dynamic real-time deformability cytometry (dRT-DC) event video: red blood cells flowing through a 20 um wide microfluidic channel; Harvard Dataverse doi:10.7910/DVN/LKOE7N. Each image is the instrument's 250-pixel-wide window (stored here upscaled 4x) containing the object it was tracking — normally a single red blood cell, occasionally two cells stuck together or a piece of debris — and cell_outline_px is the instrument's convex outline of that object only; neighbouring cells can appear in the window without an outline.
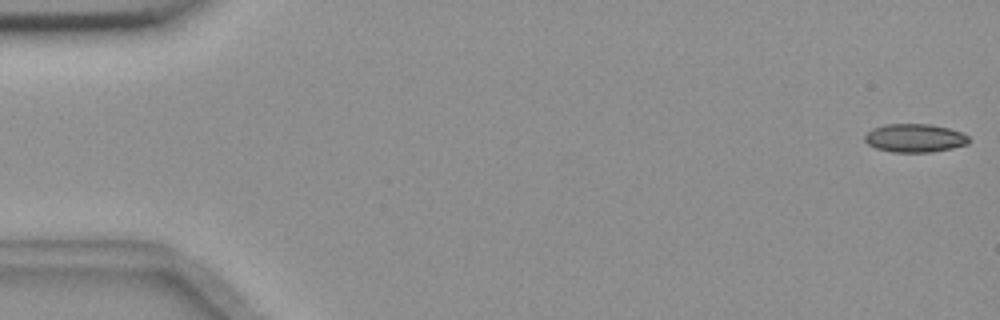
{"species": "common noctule bat (a hibernating species)", "species_latin": "Nyctalus noctula", "temperature_condition": "room temperature", "stored_images_in_passage": 11, "camera_frame_rate_fps": 3000, "um_per_image_px": 0.085, "animal": {"sex": "female", "body_mass_g": 18.4}, "frame": {"image": 1, "passage_image": 1, "time_ms": 0.0, "image_size_px": [1000, 320], "cell_outline_px": [[968, 144], [952, 148], [932, 152], [892, 152], [876, 148], [868, 144], [864, 140], [864, 136], [872, 128], [884, 124], [932, 124], [948, 128], [960, 132], [968, 136]], "centroid_in_image_um": [77.73, 11.73], "position_along_channel_um": 7.3, "area_um2": 17.22}}